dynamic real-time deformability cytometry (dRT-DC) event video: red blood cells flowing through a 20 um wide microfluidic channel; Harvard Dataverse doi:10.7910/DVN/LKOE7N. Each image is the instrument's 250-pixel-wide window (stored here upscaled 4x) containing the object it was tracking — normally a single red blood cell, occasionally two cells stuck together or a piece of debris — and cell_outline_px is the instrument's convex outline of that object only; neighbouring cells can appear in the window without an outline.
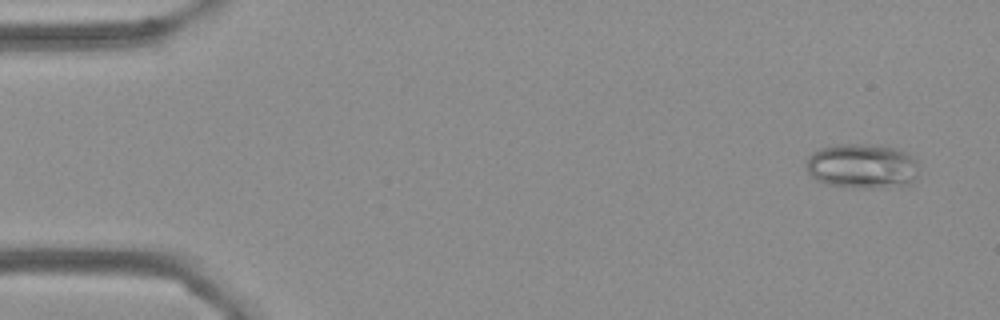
{"species": "Egyptian fruit bat (a non-hibernating species)", "species_latin": "Rousettus aegyptiacus", "temperature_condition": "cold", "stored_images_in_passage": 55, "camera_frame_rate_fps": 3000, "um_per_image_px": 0.085, "frame": {"image": 1, "passage_image": 3, "time_ms": 0.667, "image_size_px": [1000, 320], "cell_outline_px": [[920, 164], [916, 180], [908, 184], [872, 188], [852, 188], [828, 184], [816, 180], [808, 172], [804, 164], [808, 156], [812, 152], [820, 148], [836, 144], [880, 144], [896, 148], [908, 152]], "centroid_in_image_um": [73.3, 14.1], "position_along_channel_um": 11.7, "area_um2": 30.11}}
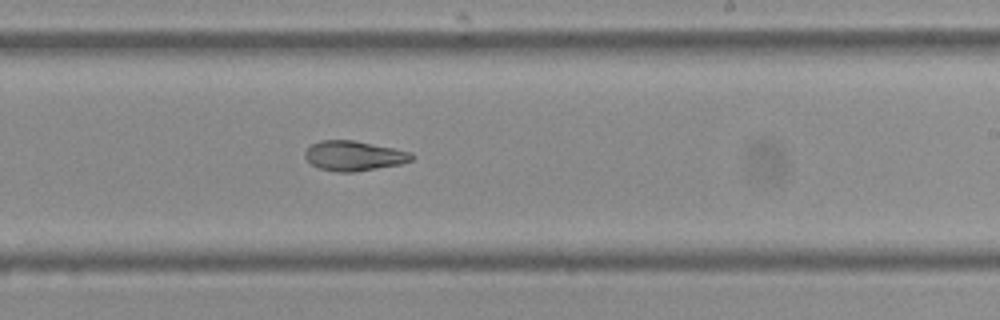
{"frame": {"image": 2, "passage_image": 33, "time_ms": 10.667, "image_size_px": [1000, 320], "cell_outline_px": [[416, 156], [412, 160], [400, 164], [352, 172], [336, 172], [316, 168], [304, 156], [304, 152], [312, 144], [320, 140], [352, 140], [412, 152]], "centroid_in_image_um": [30.07, 13.25], "position_along_channel_um": 258.9, "area_um2": 18.5}}
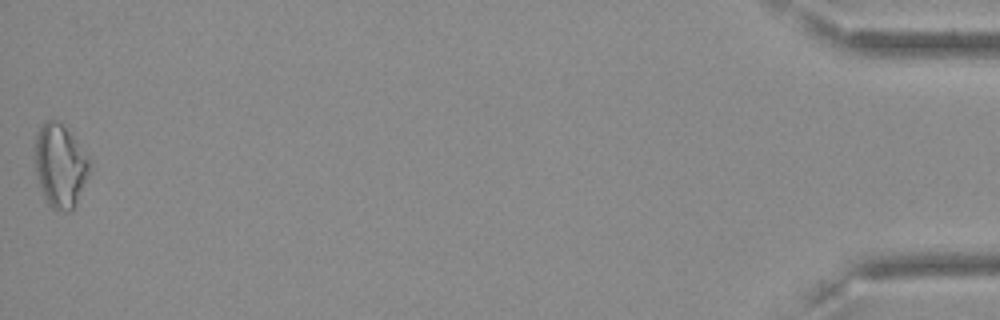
{"frame": {"image": 3, "passage_image": 55, "time_ms": 18.0, "image_size_px": [1000, 320], "cell_outline_px": [[92, 160], [88, 172], [76, 200], [72, 208], [68, 212], [64, 212], [52, 208], [44, 200], [36, 176], [36, 136], [44, 120], [56, 120], [68, 132]], "centroid_in_image_um": [5.09, 14.1], "position_along_channel_um": 430.1, "area_um2": 25.84}, "authors_computed_cell_mechanics": {"area_um2": 20.4034, "velocity_mm_per_s": 3.6557, "shape_relaxation_time_tau1_ms": 6.499, "shape_relaxation_time_tau2_ms": 5.1922, "deformation_change_tau1": 0.1645, "deformation_change_tau2": 0.0977}}